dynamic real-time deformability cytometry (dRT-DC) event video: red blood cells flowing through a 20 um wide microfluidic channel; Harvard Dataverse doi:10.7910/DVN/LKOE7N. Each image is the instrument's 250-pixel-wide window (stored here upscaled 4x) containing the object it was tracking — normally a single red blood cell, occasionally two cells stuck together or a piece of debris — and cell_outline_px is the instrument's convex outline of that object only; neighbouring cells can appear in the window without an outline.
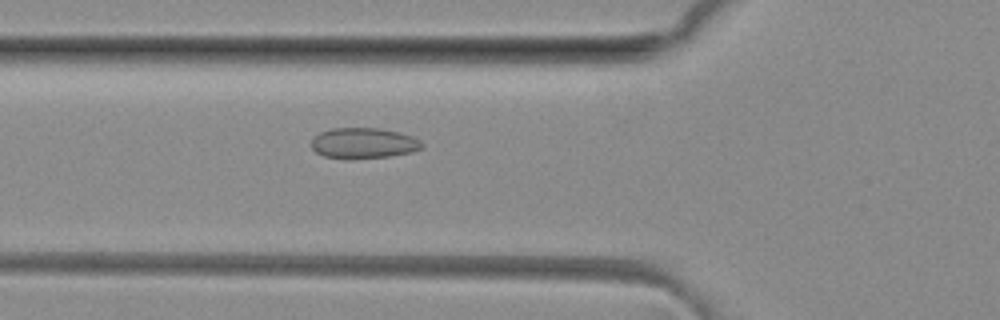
{"species": "common noctule bat (a hibernating species)", "species_latin": "Nyctalus noctula", "temperature_condition": "room temperature", "stored_images_in_passage": 32, "camera_frame_rate_fps": 3000, "um_per_image_px": 0.085, "animal": {"sex": "female", "body_mass_g": 29.2, "forearm_length_mm": 56.3}, "frame": {"image": 1, "passage_image": 5, "time_ms": 1.333, "image_size_px": [1000, 320], "cell_outline_px": [[424, 148], [412, 152], [388, 156], [324, 156], [316, 152], [312, 148], [312, 140], [320, 132], [332, 128], [376, 128], [400, 132], [412, 136], [420, 140], [424, 144]], "centroid_in_image_um": [30.97, 12.12], "position_along_channel_um": 94.8, "area_um2": 19.02}}
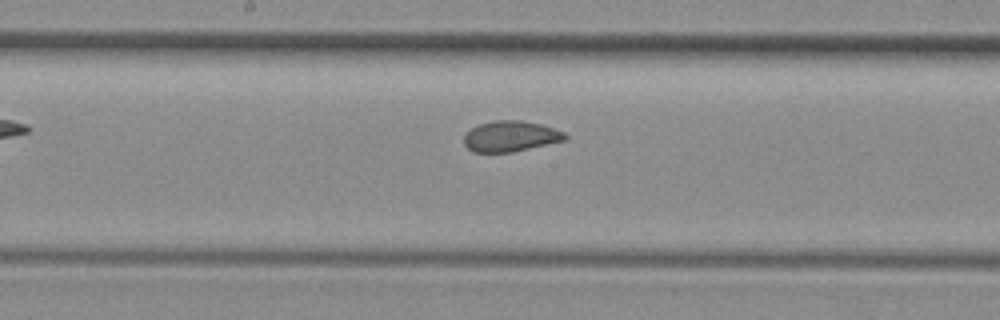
{"frame": {"image": 2, "passage_image": 13, "time_ms": 4.0, "image_size_px": [1000, 320], "cell_outline_px": [[568, 136], [564, 140], [512, 152], [472, 152], [464, 144], [464, 136], [472, 128], [480, 124], [496, 120], [520, 120], [540, 124], [564, 132]], "centroid_in_image_um": [43.38, 11.58], "position_along_channel_um": 204.8, "area_um2": 17.8}}
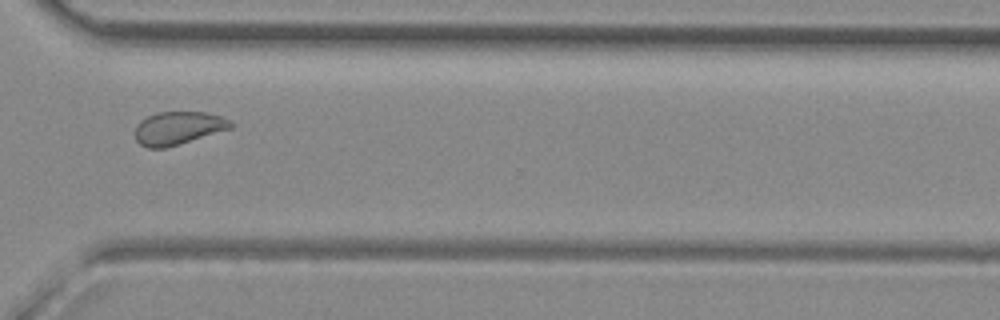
{"frame": {"image": 3, "passage_image": 24, "time_ms": 7.667, "image_size_px": [1000, 320], "cell_outline_px": [[232, 128], [164, 148], [148, 148], [140, 144], [136, 140], [136, 124], [140, 120], [156, 112], [208, 112], [220, 116], [228, 120], [232, 124]], "centroid_in_image_um": [15.11, 10.87], "position_along_channel_um": 355.5, "area_um2": 18.21}, "authors_computed_cell_mechanics": {"area_um2": 18.5827, "velocity_mm_per_s": 4.1013, "shape_relaxation_time_tau1_ms": null, "shape_relaxation_time_tau2_ms": 0.9514, "deformation_change_tau1": null, "deformation_change_tau2": 0.0502}}